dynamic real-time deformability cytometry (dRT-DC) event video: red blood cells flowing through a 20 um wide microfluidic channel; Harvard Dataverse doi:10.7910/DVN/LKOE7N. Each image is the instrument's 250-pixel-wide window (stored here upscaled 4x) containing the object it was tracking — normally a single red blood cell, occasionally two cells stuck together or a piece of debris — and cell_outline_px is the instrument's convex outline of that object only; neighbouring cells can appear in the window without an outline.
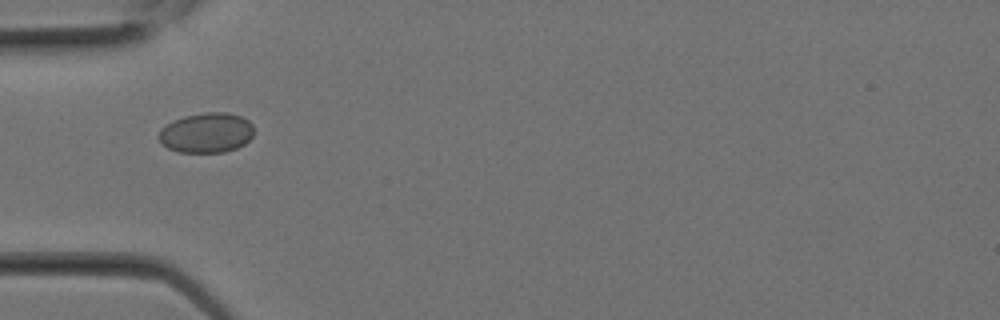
{"species": "Egyptian fruit bat (a non-hibernating species)", "species_latin": "Rousettus aegyptiacus", "temperature_condition": "room temperature", "stored_images_in_passage": 18, "camera_frame_rate_fps": 3000, "um_per_image_px": 0.085, "animal": {"sex": "female"}, "frame": {"image": 1, "passage_image": 3, "time_ms": 0.667, "image_size_px": [1000, 320], "cell_outline_px": [[252, 136], [244, 144], [236, 148], [224, 152], [180, 152], [168, 148], [156, 136], [160, 128], [172, 120], [184, 116], [204, 112], [224, 112], [240, 116], [248, 120], [252, 124]], "centroid_in_image_um": [17.51, 11.27], "position_along_channel_um": 67.5, "area_um2": 22.2}}
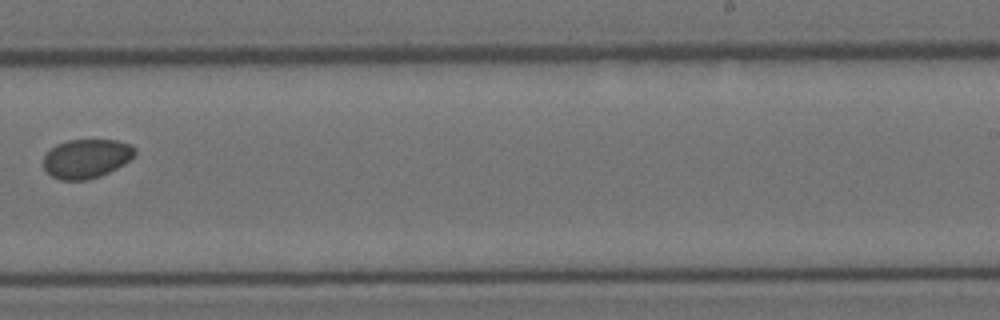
{"frame": {"image": 2, "passage_image": 11, "time_ms": 3.333, "image_size_px": [1000, 320], "cell_outline_px": [[136, 156], [124, 164], [100, 176], [88, 180], [60, 180], [52, 176], [44, 168], [44, 152], [56, 144], [68, 140], [116, 140], [132, 144], [136, 148]], "centroid_in_image_um": [7.36, 13.47], "position_along_channel_um": 281.6, "area_um2": 21.1}}
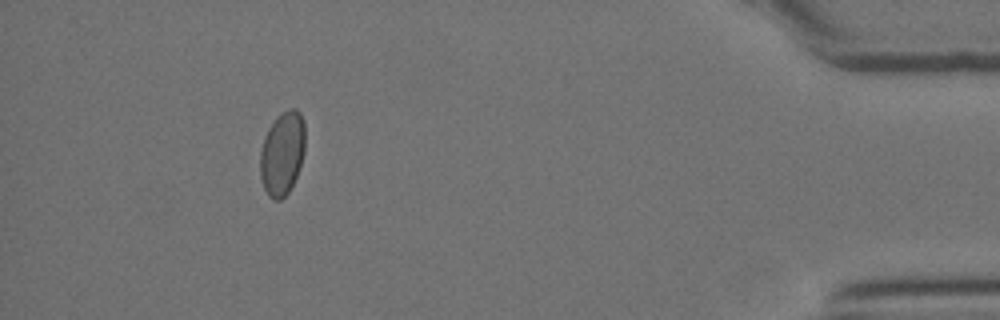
{"frame": {"image": 3, "passage_image": 18, "time_ms": 5.667, "image_size_px": [1000, 320], "cell_outline_px": [[304, 152], [296, 176], [288, 192], [280, 200], [272, 200], [268, 196], [264, 188], [260, 176], [260, 152], [264, 136], [268, 128], [276, 116], [280, 112], [288, 108], [296, 108], [300, 112], [304, 120]], "centroid_in_image_um": [23.98, 13.0], "position_along_channel_um": 411.2, "area_um2": 22.08}}